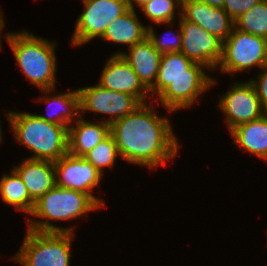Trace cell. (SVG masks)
Instances as JSON below:
<instances>
[{
  "label": "cell",
  "instance_id": "10",
  "mask_svg": "<svg viewBox=\"0 0 267 266\" xmlns=\"http://www.w3.org/2000/svg\"><path fill=\"white\" fill-rule=\"evenodd\" d=\"M55 185L88 194L100 207L103 200L92 195L95 186L100 185L102 174L84 157L66 153L54 162Z\"/></svg>",
  "mask_w": 267,
  "mask_h": 266
},
{
  "label": "cell",
  "instance_id": "12",
  "mask_svg": "<svg viewBox=\"0 0 267 266\" xmlns=\"http://www.w3.org/2000/svg\"><path fill=\"white\" fill-rule=\"evenodd\" d=\"M99 80L101 87L133 95L141 104L146 103L149 90L121 55L110 56Z\"/></svg>",
  "mask_w": 267,
  "mask_h": 266
},
{
  "label": "cell",
  "instance_id": "7",
  "mask_svg": "<svg viewBox=\"0 0 267 266\" xmlns=\"http://www.w3.org/2000/svg\"><path fill=\"white\" fill-rule=\"evenodd\" d=\"M85 10L76 22L72 44L80 46L102 37L109 24L129 9L128 0H83Z\"/></svg>",
  "mask_w": 267,
  "mask_h": 266
},
{
  "label": "cell",
  "instance_id": "22",
  "mask_svg": "<svg viewBox=\"0 0 267 266\" xmlns=\"http://www.w3.org/2000/svg\"><path fill=\"white\" fill-rule=\"evenodd\" d=\"M40 99L47 101V103L49 101V107L52 104L59 106L57 110L59 112H53V114H49L48 117L39 114V116L47 122L63 125L68 128L70 126L69 124H71L73 121V117H77V115H82L80 113V95L78 89H76L75 91H68L62 94H58L54 97L43 96Z\"/></svg>",
  "mask_w": 267,
  "mask_h": 266
},
{
  "label": "cell",
  "instance_id": "1",
  "mask_svg": "<svg viewBox=\"0 0 267 266\" xmlns=\"http://www.w3.org/2000/svg\"><path fill=\"white\" fill-rule=\"evenodd\" d=\"M153 106L142 103L129 115L110 124L118 152L122 159L139 166L156 168L172 160L178 152L169 120L158 117Z\"/></svg>",
  "mask_w": 267,
  "mask_h": 266
},
{
  "label": "cell",
  "instance_id": "9",
  "mask_svg": "<svg viewBox=\"0 0 267 266\" xmlns=\"http://www.w3.org/2000/svg\"><path fill=\"white\" fill-rule=\"evenodd\" d=\"M80 113L87 110L109 115L103 120L111 124L114 121L132 113L141 103L133 96L124 92L111 91L97 86L79 88ZM110 116H114L111 117Z\"/></svg>",
  "mask_w": 267,
  "mask_h": 266
},
{
  "label": "cell",
  "instance_id": "27",
  "mask_svg": "<svg viewBox=\"0 0 267 266\" xmlns=\"http://www.w3.org/2000/svg\"><path fill=\"white\" fill-rule=\"evenodd\" d=\"M261 0H225L223 10L235 21Z\"/></svg>",
  "mask_w": 267,
  "mask_h": 266
},
{
  "label": "cell",
  "instance_id": "2",
  "mask_svg": "<svg viewBox=\"0 0 267 266\" xmlns=\"http://www.w3.org/2000/svg\"><path fill=\"white\" fill-rule=\"evenodd\" d=\"M7 120L16 141L34 155L28 159L55 162L68 153V128L43 120L37 114L9 112Z\"/></svg>",
  "mask_w": 267,
  "mask_h": 266
},
{
  "label": "cell",
  "instance_id": "29",
  "mask_svg": "<svg viewBox=\"0 0 267 266\" xmlns=\"http://www.w3.org/2000/svg\"><path fill=\"white\" fill-rule=\"evenodd\" d=\"M199 1L204 2L210 6L223 8V4L225 0H199Z\"/></svg>",
  "mask_w": 267,
  "mask_h": 266
},
{
  "label": "cell",
  "instance_id": "14",
  "mask_svg": "<svg viewBox=\"0 0 267 266\" xmlns=\"http://www.w3.org/2000/svg\"><path fill=\"white\" fill-rule=\"evenodd\" d=\"M204 67L203 64L187 58L182 52L164 53L162 54L156 83L149 90V93L159 95L175 79L211 78L205 74Z\"/></svg>",
  "mask_w": 267,
  "mask_h": 266
},
{
  "label": "cell",
  "instance_id": "18",
  "mask_svg": "<svg viewBox=\"0 0 267 266\" xmlns=\"http://www.w3.org/2000/svg\"><path fill=\"white\" fill-rule=\"evenodd\" d=\"M76 126L68 127V153L74 156H85L97 144L110 134V124L87 122L75 118Z\"/></svg>",
  "mask_w": 267,
  "mask_h": 266
},
{
  "label": "cell",
  "instance_id": "26",
  "mask_svg": "<svg viewBox=\"0 0 267 266\" xmlns=\"http://www.w3.org/2000/svg\"><path fill=\"white\" fill-rule=\"evenodd\" d=\"M168 36H171V34L168 35ZM172 36H173V38H171L170 40L167 38L166 35H165V37L162 36L163 38L160 39L154 33L153 26L150 25L149 27H147V37H148V39L152 42V44L154 45L155 49L161 54L172 53V52H180L181 44H182V33H181V30H179V33H177V34L173 33Z\"/></svg>",
  "mask_w": 267,
  "mask_h": 266
},
{
  "label": "cell",
  "instance_id": "23",
  "mask_svg": "<svg viewBox=\"0 0 267 266\" xmlns=\"http://www.w3.org/2000/svg\"><path fill=\"white\" fill-rule=\"evenodd\" d=\"M235 22V28L267 38V0H261Z\"/></svg>",
  "mask_w": 267,
  "mask_h": 266
},
{
  "label": "cell",
  "instance_id": "28",
  "mask_svg": "<svg viewBox=\"0 0 267 266\" xmlns=\"http://www.w3.org/2000/svg\"><path fill=\"white\" fill-rule=\"evenodd\" d=\"M261 70L262 72L258 75L257 80L251 79L250 82L255 87L263 110L267 113V65L263 66Z\"/></svg>",
  "mask_w": 267,
  "mask_h": 266
},
{
  "label": "cell",
  "instance_id": "32",
  "mask_svg": "<svg viewBox=\"0 0 267 266\" xmlns=\"http://www.w3.org/2000/svg\"><path fill=\"white\" fill-rule=\"evenodd\" d=\"M0 123H1V121H0ZM1 125H0V142H1V140H2V130H1Z\"/></svg>",
  "mask_w": 267,
  "mask_h": 266
},
{
  "label": "cell",
  "instance_id": "13",
  "mask_svg": "<svg viewBox=\"0 0 267 266\" xmlns=\"http://www.w3.org/2000/svg\"><path fill=\"white\" fill-rule=\"evenodd\" d=\"M181 15L196 23L223 42L235 27L234 20L221 7L210 6L199 0H182Z\"/></svg>",
  "mask_w": 267,
  "mask_h": 266
},
{
  "label": "cell",
  "instance_id": "20",
  "mask_svg": "<svg viewBox=\"0 0 267 266\" xmlns=\"http://www.w3.org/2000/svg\"><path fill=\"white\" fill-rule=\"evenodd\" d=\"M147 37V26L137 18L135 9L129 8L124 14L114 19L101 37L104 40L126 44L131 47Z\"/></svg>",
  "mask_w": 267,
  "mask_h": 266
},
{
  "label": "cell",
  "instance_id": "3",
  "mask_svg": "<svg viewBox=\"0 0 267 266\" xmlns=\"http://www.w3.org/2000/svg\"><path fill=\"white\" fill-rule=\"evenodd\" d=\"M6 40L15 55L17 66H20L30 82L46 95L54 90L57 70L54 52L56 44L25 31L8 33Z\"/></svg>",
  "mask_w": 267,
  "mask_h": 266
},
{
  "label": "cell",
  "instance_id": "21",
  "mask_svg": "<svg viewBox=\"0 0 267 266\" xmlns=\"http://www.w3.org/2000/svg\"><path fill=\"white\" fill-rule=\"evenodd\" d=\"M0 195L2 200L13 205L18 211L31 214L35 203L30 199L26 185L19 174L12 169L11 174H5L0 180Z\"/></svg>",
  "mask_w": 267,
  "mask_h": 266
},
{
  "label": "cell",
  "instance_id": "25",
  "mask_svg": "<svg viewBox=\"0 0 267 266\" xmlns=\"http://www.w3.org/2000/svg\"><path fill=\"white\" fill-rule=\"evenodd\" d=\"M175 8H182V0H152L140 8L156 24L172 25Z\"/></svg>",
  "mask_w": 267,
  "mask_h": 266
},
{
  "label": "cell",
  "instance_id": "19",
  "mask_svg": "<svg viewBox=\"0 0 267 266\" xmlns=\"http://www.w3.org/2000/svg\"><path fill=\"white\" fill-rule=\"evenodd\" d=\"M230 133L239 148L267 161V113L259 119L237 126Z\"/></svg>",
  "mask_w": 267,
  "mask_h": 266
},
{
  "label": "cell",
  "instance_id": "31",
  "mask_svg": "<svg viewBox=\"0 0 267 266\" xmlns=\"http://www.w3.org/2000/svg\"><path fill=\"white\" fill-rule=\"evenodd\" d=\"M5 24V22H4V19H3V17H2V14H1V12H0V35H1V30L4 28V25ZM0 40H1V36H0ZM0 46H1V42H0Z\"/></svg>",
  "mask_w": 267,
  "mask_h": 266
},
{
  "label": "cell",
  "instance_id": "24",
  "mask_svg": "<svg viewBox=\"0 0 267 266\" xmlns=\"http://www.w3.org/2000/svg\"><path fill=\"white\" fill-rule=\"evenodd\" d=\"M117 155L119 156L120 154L115 139L110 133L83 157L103 174L104 167H112L114 165Z\"/></svg>",
  "mask_w": 267,
  "mask_h": 266
},
{
  "label": "cell",
  "instance_id": "5",
  "mask_svg": "<svg viewBox=\"0 0 267 266\" xmlns=\"http://www.w3.org/2000/svg\"><path fill=\"white\" fill-rule=\"evenodd\" d=\"M73 233L27 229L14 260L24 266H70Z\"/></svg>",
  "mask_w": 267,
  "mask_h": 266
},
{
  "label": "cell",
  "instance_id": "15",
  "mask_svg": "<svg viewBox=\"0 0 267 266\" xmlns=\"http://www.w3.org/2000/svg\"><path fill=\"white\" fill-rule=\"evenodd\" d=\"M215 84L212 78H180L175 79L158 96L160 102L169 112L189 108L197 100V96Z\"/></svg>",
  "mask_w": 267,
  "mask_h": 266
},
{
  "label": "cell",
  "instance_id": "17",
  "mask_svg": "<svg viewBox=\"0 0 267 266\" xmlns=\"http://www.w3.org/2000/svg\"><path fill=\"white\" fill-rule=\"evenodd\" d=\"M13 169L22 178L34 203L55 186V170L52 161L26 159Z\"/></svg>",
  "mask_w": 267,
  "mask_h": 266
},
{
  "label": "cell",
  "instance_id": "30",
  "mask_svg": "<svg viewBox=\"0 0 267 266\" xmlns=\"http://www.w3.org/2000/svg\"><path fill=\"white\" fill-rule=\"evenodd\" d=\"M132 1L136 2V5L141 8L143 7L146 3L152 1V0H128L129 2V8L134 10V3Z\"/></svg>",
  "mask_w": 267,
  "mask_h": 266
},
{
  "label": "cell",
  "instance_id": "8",
  "mask_svg": "<svg viewBox=\"0 0 267 266\" xmlns=\"http://www.w3.org/2000/svg\"><path fill=\"white\" fill-rule=\"evenodd\" d=\"M180 15L181 50L187 58L214 70L222 57L223 41Z\"/></svg>",
  "mask_w": 267,
  "mask_h": 266
},
{
  "label": "cell",
  "instance_id": "6",
  "mask_svg": "<svg viewBox=\"0 0 267 266\" xmlns=\"http://www.w3.org/2000/svg\"><path fill=\"white\" fill-rule=\"evenodd\" d=\"M267 65V38L233 28L223 42L222 57L218 63L221 72L237 73L253 66Z\"/></svg>",
  "mask_w": 267,
  "mask_h": 266
},
{
  "label": "cell",
  "instance_id": "11",
  "mask_svg": "<svg viewBox=\"0 0 267 266\" xmlns=\"http://www.w3.org/2000/svg\"><path fill=\"white\" fill-rule=\"evenodd\" d=\"M218 108L226 116L225 121L230 132L237 126L266 114L250 80L241 84L234 83L229 92L220 97Z\"/></svg>",
  "mask_w": 267,
  "mask_h": 266
},
{
  "label": "cell",
  "instance_id": "16",
  "mask_svg": "<svg viewBox=\"0 0 267 266\" xmlns=\"http://www.w3.org/2000/svg\"><path fill=\"white\" fill-rule=\"evenodd\" d=\"M128 48L129 52H118L115 55H121L131 65L142 84L150 90L156 83L162 54L155 49L148 37Z\"/></svg>",
  "mask_w": 267,
  "mask_h": 266
},
{
  "label": "cell",
  "instance_id": "4",
  "mask_svg": "<svg viewBox=\"0 0 267 266\" xmlns=\"http://www.w3.org/2000/svg\"><path fill=\"white\" fill-rule=\"evenodd\" d=\"M98 208L100 206L88 194L55 185L35 203L31 213L32 216L40 217L44 221L31 219L27 221L28 229L73 233L72 227L60 228L51 224L49 220H72Z\"/></svg>",
  "mask_w": 267,
  "mask_h": 266
}]
</instances>
